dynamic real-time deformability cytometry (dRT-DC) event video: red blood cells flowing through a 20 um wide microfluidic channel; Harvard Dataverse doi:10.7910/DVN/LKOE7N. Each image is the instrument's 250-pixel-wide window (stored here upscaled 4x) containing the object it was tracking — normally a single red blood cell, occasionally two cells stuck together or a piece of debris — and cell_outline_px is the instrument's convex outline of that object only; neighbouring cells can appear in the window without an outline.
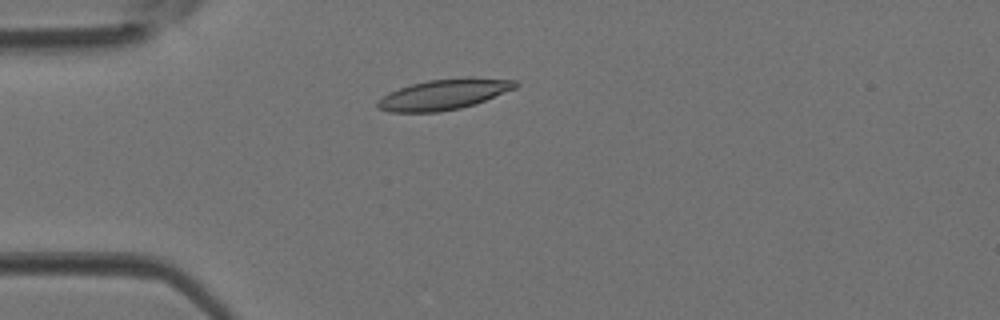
{"species": "Egyptian fruit bat (a non-hibernating species)", "species_latin": "Rousettus aegyptiacus", "temperature_condition": "room temperature", "stored_images_in_passage": 5, "camera_frame_rate_fps": 3000, "um_per_image_px": 0.085, "animal": {"sex": "female"}, "frame": {"image": 1, "passage_image": 5, "time_ms": 1.333, "image_size_px": [1000, 320], "cell_outline_px": [[520, 84], [516, 88], [476, 104], [460, 108], [440, 112], [388, 112], [376, 108], [376, 100], [388, 92], [412, 84], [428, 80], [468, 76], [472, 76], [516, 80]], "centroid_in_image_um": [37.74, 8.01], "position_along_channel_um": 47.3, "area_um2": 25.03}}